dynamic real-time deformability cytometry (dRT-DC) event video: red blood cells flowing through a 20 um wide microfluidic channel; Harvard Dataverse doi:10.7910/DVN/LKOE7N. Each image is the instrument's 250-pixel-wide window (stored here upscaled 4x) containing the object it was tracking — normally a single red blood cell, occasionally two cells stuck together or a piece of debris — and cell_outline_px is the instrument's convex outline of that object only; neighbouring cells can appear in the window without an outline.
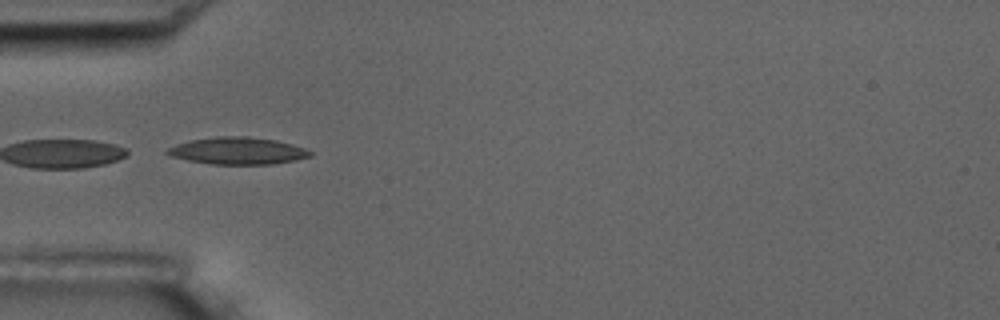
{"species": "common noctule bat (a hibernating species)", "species_latin": "Nyctalus noctula", "temperature_condition": "room temperature", "stored_images_in_passage": 17, "camera_frame_rate_fps": 3000, "um_per_image_px": 0.085, "animal": {"sex": "male", "body_mass_g": 17.5, "forearm_length_mm": 52.3}, "frame": {"image": 1, "passage_image": 6, "time_ms": 5.667, "image_size_px": [1000, 320], "cell_outline_px": [[312, 156], [296, 160], [272, 164], [212, 164], [188, 160], [172, 156], [164, 152], [168, 148], [176, 144], [192, 140], [216, 136], [248, 136], [276, 140], [292, 144], [304, 148], [312, 152]], "centroid_in_image_um": [20.22, 12.81], "position_along_channel_um": 64.8, "area_um2": 22.48}}
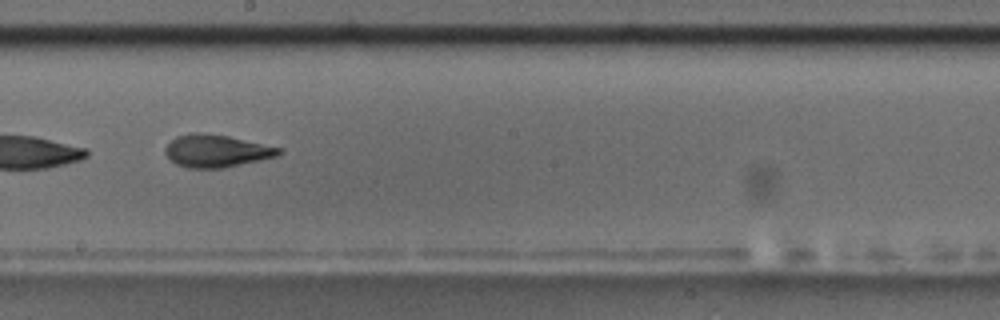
{"frame": {"image": 2, "passage_image": 10, "time_ms": 10.333, "image_size_px": [1000, 320], "cell_outline_px": [[284, 152], [276, 156], [260, 160], [224, 168], [188, 168], [176, 164], [164, 152], [164, 148], [176, 136], [188, 132], [200, 132], [228, 136], [284, 148]], "centroid_in_image_um": [18.41, 12.82], "position_along_channel_um": 229.8, "area_um2": 21.68}, "authors_computed_cell_mechanics": {"area_um2": 22.3686, "velocity_mm_per_s": 3.5557, "shape_relaxation_time_tau1_ms": 7.4746, "shape_relaxation_time_tau2_ms": 1.2026, "deformation_change_tau1": 0.193, "deformation_change_tau2": 0.0648}}